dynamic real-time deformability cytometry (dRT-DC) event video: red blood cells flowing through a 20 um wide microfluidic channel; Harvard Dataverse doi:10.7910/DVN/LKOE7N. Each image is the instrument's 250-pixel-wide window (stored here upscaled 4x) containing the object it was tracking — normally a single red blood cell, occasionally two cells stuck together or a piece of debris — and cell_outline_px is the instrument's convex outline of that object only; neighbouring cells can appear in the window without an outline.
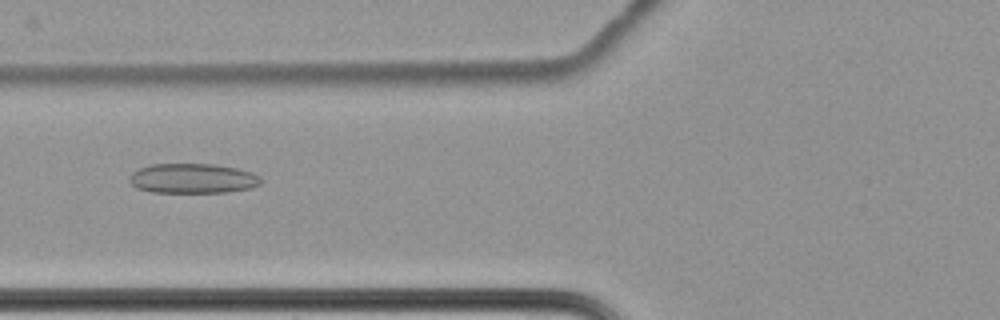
{"species": "common noctule bat (a hibernating species)", "species_latin": "Nyctalus noctula", "temperature_condition": "cold", "stored_images_in_passage": 40, "camera_frame_rate_fps": 3000, "um_per_image_px": 0.085, "animal": {"sex": "female", "body_mass_g": 22.7, "forearm_length_mm": 54.2}, "frame": {"image": 1, "passage_image": 4, "time_ms": 1.0, "image_size_px": [1000, 320], "cell_outline_px": [[260, 184], [252, 188], [228, 192], [152, 192], [136, 188], [128, 180], [128, 176], [132, 172], [148, 164], [212, 164], [236, 168], [252, 172], [260, 176]], "centroid_in_image_um": [16.36, 15.16], "position_along_channel_um": 109.4, "area_um2": 22.95}}
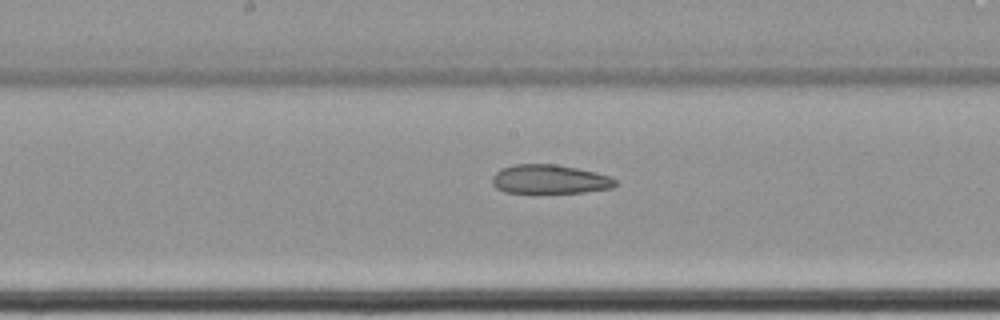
{"frame": {"image": 2, "passage_image": 12, "time_ms": 3.667, "image_size_px": [1000, 320], "cell_outline_px": [[616, 184], [612, 188], [584, 192], [504, 192], [496, 188], [492, 184], [492, 176], [500, 168], [516, 164], [556, 164], [596, 172], [608, 176], [616, 180]], "centroid_in_image_um": [46.69, 15.23], "position_along_channel_um": 201.5, "area_um2": 20.69}}
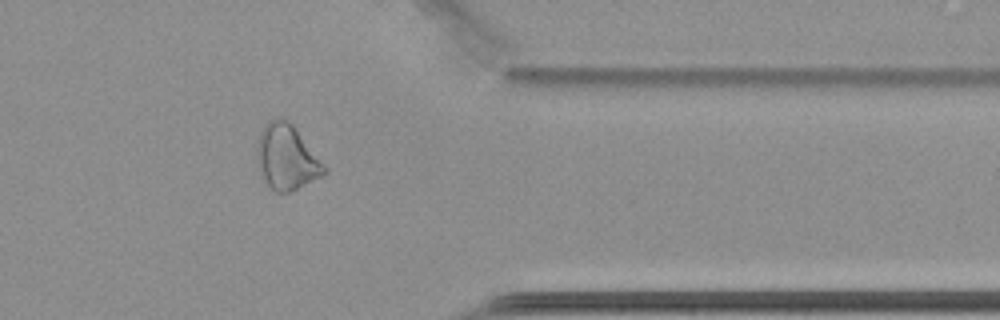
{"frame": {"image": 3, "passage_image": 29, "time_ms": 9.333, "image_size_px": [1000, 320], "cell_outline_px": [[328, 172], [288, 192], [276, 192], [260, 176], [256, 156], [256, 148], [260, 132], [264, 124], [272, 116], [280, 116], [288, 120], [292, 124], [328, 168]], "centroid_in_image_um": [24.33, 13.31], "position_along_channel_um": 387.1, "area_um2": 25.61}, "authors_computed_cell_mechanics": {"area_um2": 21.9062, "velocity_mm_per_s": 3.4424, "shape_relaxation_time_tau1_ms": null, "shape_relaxation_time_tau2_ms": 5.1892, "deformation_change_tau1": null, "deformation_change_tau2": 0.1297}}